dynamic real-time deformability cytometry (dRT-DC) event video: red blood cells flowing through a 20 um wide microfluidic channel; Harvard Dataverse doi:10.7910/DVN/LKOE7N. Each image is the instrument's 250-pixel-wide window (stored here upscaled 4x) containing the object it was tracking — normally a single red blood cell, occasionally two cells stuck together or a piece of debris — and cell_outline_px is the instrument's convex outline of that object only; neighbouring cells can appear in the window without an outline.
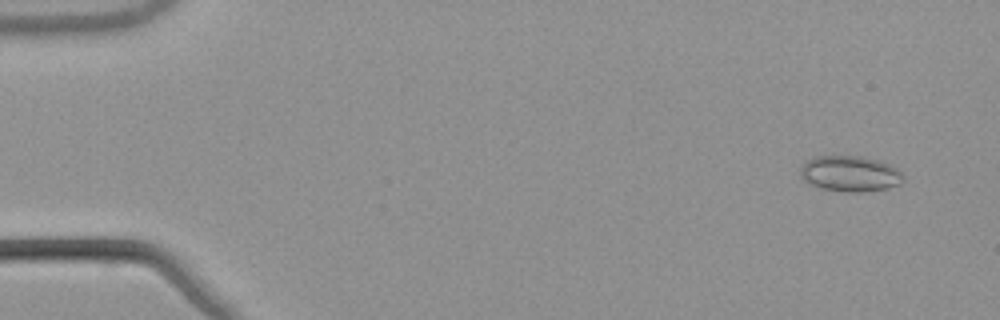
{"species": "common noctule bat (a hibernating species)", "species_latin": "Nyctalus noctula", "temperature_condition": "warm", "stored_images_in_passage": 54, "camera_frame_rate_fps": 3000, "um_per_image_px": 0.085, "animal": {"sex": "male", "body_mass_g": 21.5, "forearm_length_mm": 52.0}, "frame": {"image": 1, "passage_image": 4, "time_ms": 1.0, "image_size_px": [1000, 320], "cell_outline_px": [[904, 180], [900, 184], [888, 188], [864, 192], [844, 192], [820, 188], [804, 180], [800, 176], [800, 168], [808, 160], [816, 156], [864, 156], [880, 160], [900, 168], [904, 176]], "centroid_in_image_um": [72.32, 14.76], "position_along_channel_um": 12.7, "area_um2": 21.79}}
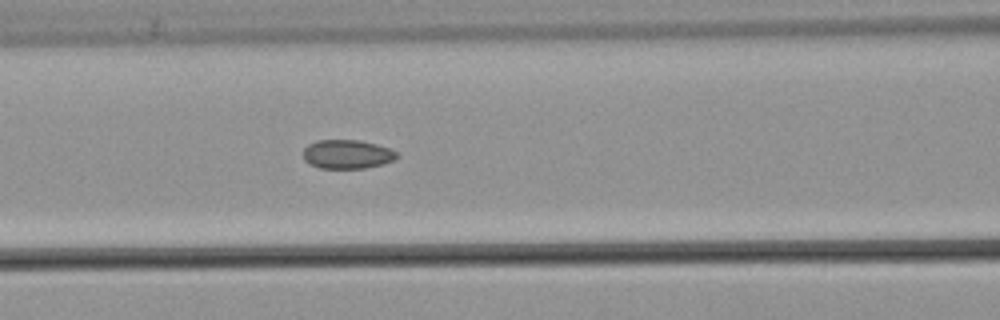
{"frame": {"image": 2, "passage_image": 24, "time_ms": 7.667, "image_size_px": [1000, 320], "cell_outline_px": [[400, 156], [396, 160], [384, 164], [364, 168], [320, 168], [308, 164], [304, 160], [304, 148], [308, 144], [316, 140], [360, 140], [376, 144], [388, 148], [396, 152]], "centroid_in_image_um": [29.52, 13.11], "position_along_channel_um": 137.1, "area_um2": 15.95}}
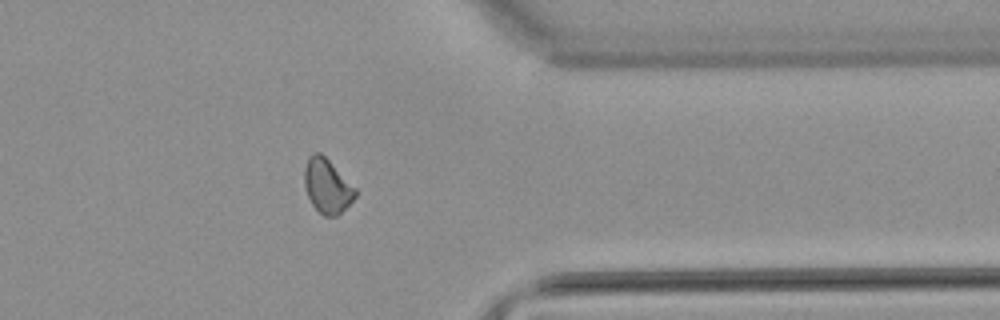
{"frame": {"image": 3, "passage_image": 44, "time_ms": 14.333, "image_size_px": [1000, 320], "cell_outline_px": [[356, 196], [336, 216], [324, 216], [312, 204], [308, 196], [304, 184], [304, 168], [308, 156], [312, 152], [320, 152], [356, 188]], "centroid_in_image_um": [27.78, 15.78], "position_along_channel_um": 383.6, "area_um2": 15.84}, "authors_computed_cell_mechanics": {"area_um2": 16.2996, "velocity_mm_per_s": 3.852, "shape_relaxation_time_tau1_ms": null, "shape_relaxation_time_tau2_ms": 4.2991, "deformation_change_tau1": null, "deformation_change_tau2": 0.0646}}